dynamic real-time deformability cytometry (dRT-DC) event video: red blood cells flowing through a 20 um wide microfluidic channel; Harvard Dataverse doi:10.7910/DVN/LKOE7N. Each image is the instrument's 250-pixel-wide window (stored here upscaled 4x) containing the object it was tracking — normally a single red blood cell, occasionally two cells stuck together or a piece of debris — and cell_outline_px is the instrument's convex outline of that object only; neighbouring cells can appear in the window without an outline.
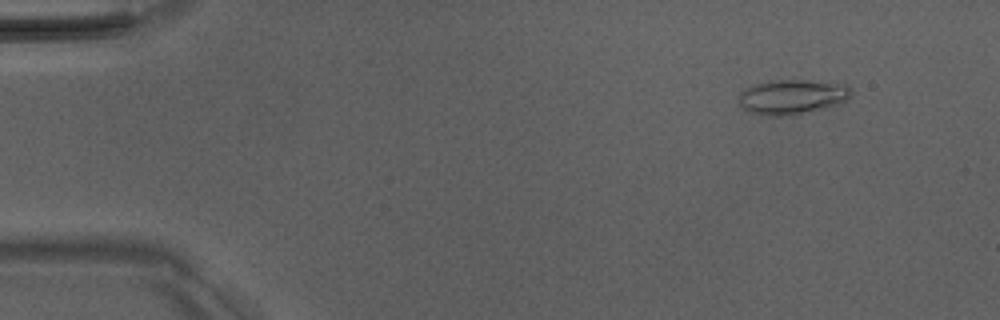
{"species": "Egyptian fruit bat (a non-hibernating species)", "species_latin": "Rousettus aegyptiacus", "temperature_condition": "room temperature", "stored_images_in_passage": 5, "camera_frame_rate_fps": 3000, "um_per_image_px": 0.085, "animal": {"sex": "male"}, "frame": {"image": 1, "passage_image": 2, "time_ms": 1.333, "image_size_px": [1000, 320], "cell_outline_px": [[852, 96], [840, 104], [828, 108], [784, 116], [768, 116], [752, 112], [744, 108], [740, 104], [740, 92], [756, 84], [772, 80], [804, 80], [848, 84], [852, 88]], "centroid_in_image_um": [67.42, 8.23], "position_along_channel_um": 17.6, "area_um2": 22.77}}